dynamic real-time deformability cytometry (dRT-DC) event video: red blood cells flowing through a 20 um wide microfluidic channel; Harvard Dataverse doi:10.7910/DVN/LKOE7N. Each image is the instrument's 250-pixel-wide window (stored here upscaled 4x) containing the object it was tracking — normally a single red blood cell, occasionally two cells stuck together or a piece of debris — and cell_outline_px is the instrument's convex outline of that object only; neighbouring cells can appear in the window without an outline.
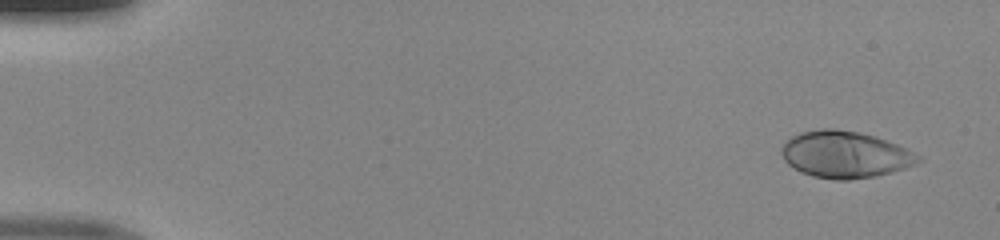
{"species": "human", "species_latin": "Homo sapiens", "temperature_condition": "room temperature", "stored_images_in_passage": 47, "camera_frame_rate_fps": 3000, "um_per_image_px": 0.085, "donor": {"sex": "male"}, "frame": {"image": 1, "passage_image": 1, "time_ms": 0.0, "image_size_px": [1000, 240], "cell_outline_px": [[924, 160], [916, 164], [904, 168], [876, 176], [848, 180], [836, 180], [812, 176], [800, 172], [788, 164], [784, 160], [780, 152], [780, 148], [792, 136], [800, 132], [820, 128], [836, 128], [860, 132], [896, 144], [920, 156]], "centroid_in_image_um": [71.79, 13.14], "position_along_channel_um": 13.2, "area_um2": 37.22}}
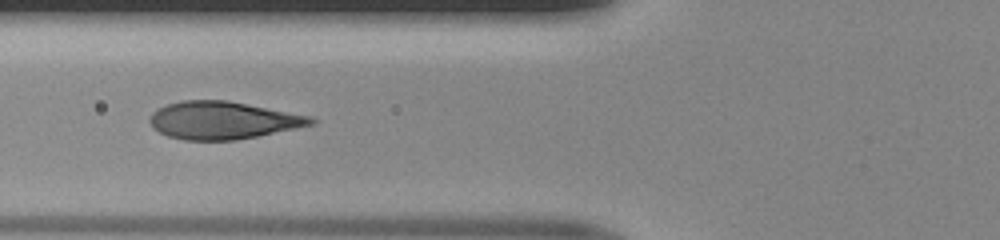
{"frame": {"image": 2, "passage_image": 18, "time_ms": 5.667, "image_size_px": [1000, 240], "cell_outline_px": [[316, 124], [236, 140], [184, 140], [168, 136], [152, 128], [148, 120], [152, 112], [168, 104], [184, 100], [228, 100], [312, 116], [316, 120]], "centroid_in_image_um": [18.95, 10.22], "position_along_channel_um": 106.9, "area_um2": 35.32}}
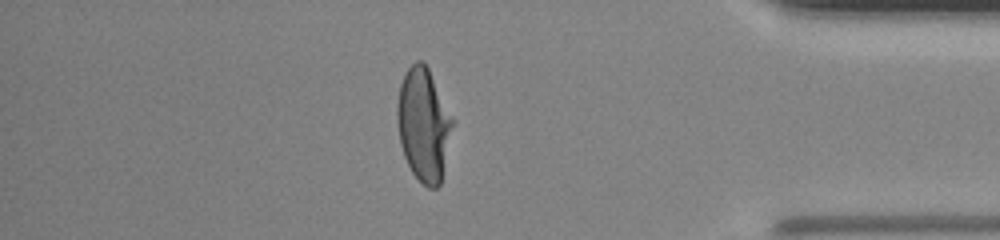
{"frame": {"image": 3, "passage_image": 41, "time_ms": 13.333, "image_size_px": [1000, 240], "cell_outline_px": [[456, 120], [440, 184], [436, 188], [428, 188], [412, 172], [404, 156], [400, 144], [396, 120], [396, 104], [400, 84], [408, 68], [416, 60], [424, 60]], "centroid_in_image_um": [36.03, 10.56], "position_along_channel_um": 399.2, "area_um2": 37.17}}